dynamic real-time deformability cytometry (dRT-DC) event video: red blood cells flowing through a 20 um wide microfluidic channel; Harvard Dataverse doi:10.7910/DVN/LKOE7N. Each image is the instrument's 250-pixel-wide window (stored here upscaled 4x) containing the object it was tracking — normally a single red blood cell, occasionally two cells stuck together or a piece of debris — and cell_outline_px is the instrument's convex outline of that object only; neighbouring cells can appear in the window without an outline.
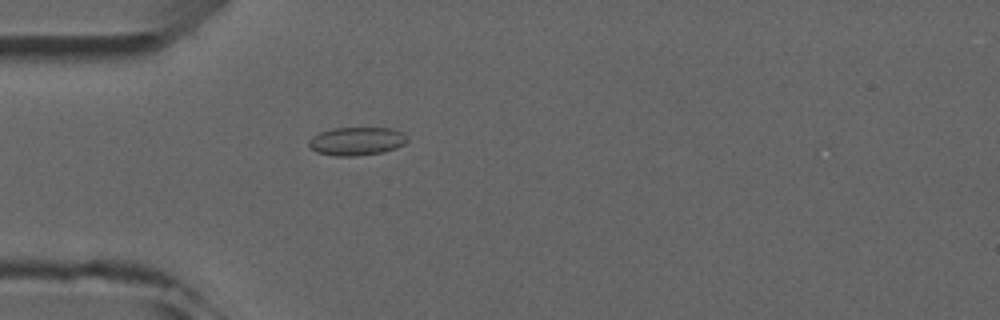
{"species": "common noctule bat (a hibernating species)", "species_latin": "Nyctalus noctula", "temperature_condition": "room temperature", "stored_images_in_passage": 2, "camera_frame_rate_fps": 3000, "um_per_image_px": 0.085, "animal": {"sex": "male", "forearm_length_mm": 52.5}, "frame": {"image": 1, "passage_image": 2, "time_ms": 1.333, "image_size_px": [1000, 320], "cell_outline_px": [[408, 140], [404, 144], [396, 148], [384, 152], [356, 156], [336, 156], [316, 152], [308, 144], [308, 140], [312, 136], [320, 132], [332, 128], [392, 128], [404, 132]], "centroid_in_image_um": [30.33, 12.0], "position_along_channel_um": 54.7, "area_um2": 16.36}}